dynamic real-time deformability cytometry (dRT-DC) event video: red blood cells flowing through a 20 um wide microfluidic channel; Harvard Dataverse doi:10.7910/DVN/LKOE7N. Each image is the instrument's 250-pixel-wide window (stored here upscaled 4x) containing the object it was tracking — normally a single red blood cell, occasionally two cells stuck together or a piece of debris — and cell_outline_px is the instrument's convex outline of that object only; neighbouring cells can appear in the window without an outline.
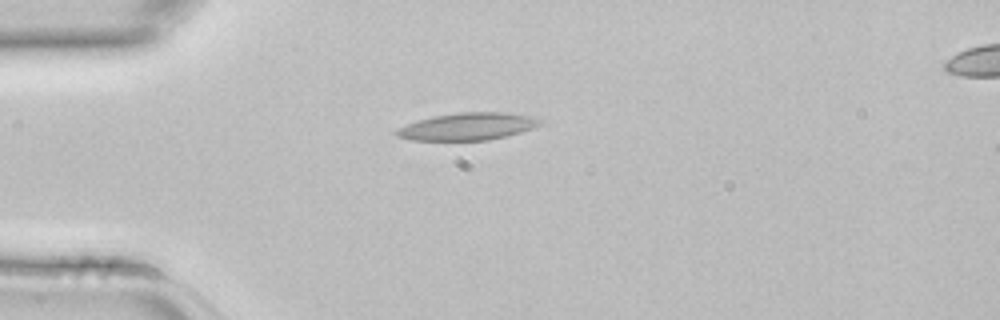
{"species": "common noctule bat (a hibernating species)", "species_latin": "Nyctalus noctula", "temperature_condition": "room temperature", "stored_images_in_passage": 3, "segment_of_instrument_passage": [1, 2], "camera_frame_rate_fps": 3000, "um_per_image_px": 0.085, "animal": {"sex": "female", "body_mass_g": 22.7, "forearm_length_mm": 54.2}, "frame": {"image": 1, "passage_image": 2, "time_ms": 0.333, "image_size_px": [1000, 320], "cell_outline_px": [[540, 124], [532, 128], [520, 132], [488, 140], [412, 140], [396, 136], [392, 132], [396, 128], [432, 116], [460, 112], [504, 112], [532, 116], [540, 120]], "centroid_in_image_um": [39.7, 10.75], "position_along_channel_um": 45.3, "area_um2": 22.66}}